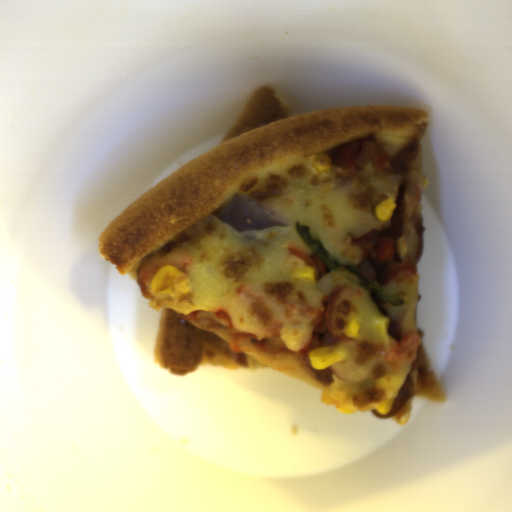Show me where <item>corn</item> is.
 <instances>
[{
    "mask_svg": "<svg viewBox=\"0 0 512 512\" xmlns=\"http://www.w3.org/2000/svg\"><path fill=\"white\" fill-rule=\"evenodd\" d=\"M189 276L171 265L161 267L151 280L152 293H165L177 296L188 290Z\"/></svg>",
    "mask_w": 512,
    "mask_h": 512,
    "instance_id": "51d56268",
    "label": "corn"
},
{
    "mask_svg": "<svg viewBox=\"0 0 512 512\" xmlns=\"http://www.w3.org/2000/svg\"><path fill=\"white\" fill-rule=\"evenodd\" d=\"M346 355L344 346H323L308 353L312 368L323 370L329 365L342 361Z\"/></svg>",
    "mask_w": 512,
    "mask_h": 512,
    "instance_id": "f1292c28",
    "label": "corn"
},
{
    "mask_svg": "<svg viewBox=\"0 0 512 512\" xmlns=\"http://www.w3.org/2000/svg\"><path fill=\"white\" fill-rule=\"evenodd\" d=\"M397 204L394 202V200L390 197L389 199L385 200L384 202L380 203L375 208V215L378 220L381 221H387L391 219V216L396 208Z\"/></svg>",
    "mask_w": 512,
    "mask_h": 512,
    "instance_id": "5cfa1b94",
    "label": "corn"
},
{
    "mask_svg": "<svg viewBox=\"0 0 512 512\" xmlns=\"http://www.w3.org/2000/svg\"><path fill=\"white\" fill-rule=\"evenodd\" d=\"M389 325L390 318L386 316L378 318L373 324L375 332L380 335L385 344L390 341Z\"/></svg>",
    "mask_w": 512,
    "mask_h": 512,
    "instance_id": "cfcad685",
    "label": "corn"
},
{
    "mask_svg": "<svg viewBox=\"0 0 512 512\" xmlns=\"http://www.w3.org/2000/svg\"><path fill=\"white\" fill-rule=\"evenodd\" d=\"M360 322L358 315H353L346 324L343 333L349 339H356L359 337Z\"/></svg>",
    "mask_w": 512,
    "mask_h": 512,
    "instance_id": "2b8c4276",
    "label": "corn"
},
{
    "mask_svg": "<svg viewBox=\"0 0 512 512\" xmlns=\"http://www.w3.org/2000/svg\"><path fill=\"white\" fill-rule=\"evenodd\" d=\"M321 403L329 406H335V409L340 413L353 414L355 412L354 409L347 408L342 403L331 398L327 391H323L321 395Z\"/></svg>",
    "mask_w": 512,
    "mask_h": 512,
    "instance_id": "79e197a2",
    "label": "corn"
},
{
    "mask_svg": "<svg viewBox=\"0 0 512 512\" xmlns=\"http://www.w3.org/2000/svg\"><path fill=\"white\" fill-rule=\"evenodd\" d=\"M393 403L394 399L392 397L388 399H383L375 408L376 413L383 416L388 415L389 413H391Z\"/></svg>",
    "mask_w": 512,
    "mask_h": 512,
    "instance_id": "30e3d8cc",
    "label": "corn"
},
{
    "mask_svg": "<svg viewBox=\"0 0 512 512\" xmlns=\"http://www.w3.org/2000/svg\"><path fill=\"white\" fill-rule=\"evenodd\" d=\"M296 275L298 278H301L303 280H311L313 282H316V275L315 270L313 267H302L296 270Z\"/></svg>",
    "mask_w": 512,
    "mask_h": 512,
    "instance_id": "6a14855c",
    "label": "corn"
},
{
    "mask_svg": "<svg viewBox=\"0 0 512 512\" xmlns=\"http://www.w3.org/2000/svg\"><path fill=\"white\" fill-rule=\"evenodd\" d=\"M312 165H313L316 173H319L321 175L324 173H328L331 168L329 162H326V161L320 160V159L317 161H314Z\"/></svg>",
    "mask_w": 512,
    "mask_h": 512,
    "instance_id": "42891da5",
    "label": "corn"
}]
</instances>
